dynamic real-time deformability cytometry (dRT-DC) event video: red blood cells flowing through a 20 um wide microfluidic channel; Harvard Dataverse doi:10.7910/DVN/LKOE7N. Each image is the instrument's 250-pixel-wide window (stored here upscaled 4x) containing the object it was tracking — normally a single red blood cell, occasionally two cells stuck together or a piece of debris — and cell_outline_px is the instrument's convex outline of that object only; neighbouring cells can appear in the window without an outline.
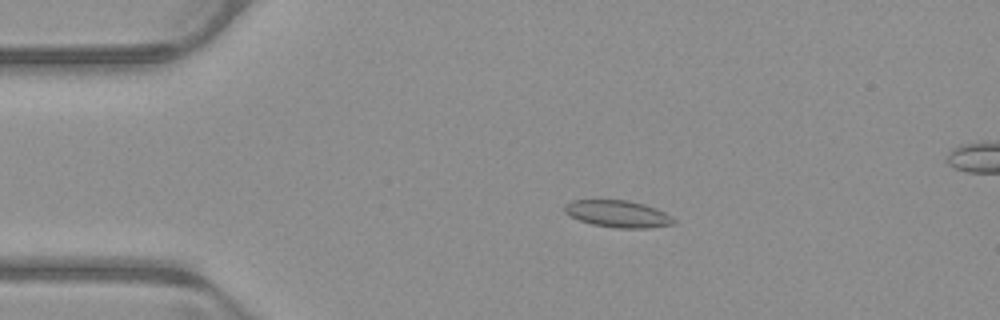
{"species": "common noctule bat (a hibernating species)", "species_latin": "Nyctalus noctula", "temperature_condition": "warm", "stored_images_in_passage": 54, "segment_of_instrument_passage": [1, 2], "camera_frame_rate_fps": 3000, "um_per_image_px": 0.085, "animal": {"sex": "male", "body_mass_g": 23.1, "forearm_length_mm": 52.7}, "frame": {"image": 1, "passage_image": 11, "time_ms": 3.333, "image_size_px": [1000, 320], "cell_outline_px": [[676, 224], [648, 228], [616, 228], [592, 224], [580, 220], [564, 212], [564, 204], [572, 200], [628, 200], [644, 204], [656, 208], [672, 216], [676, 220]], "centroid_in_image_um": [52.55, 18.18], "position_along_channel_um": 32.5, "area_um2": 17.22}}
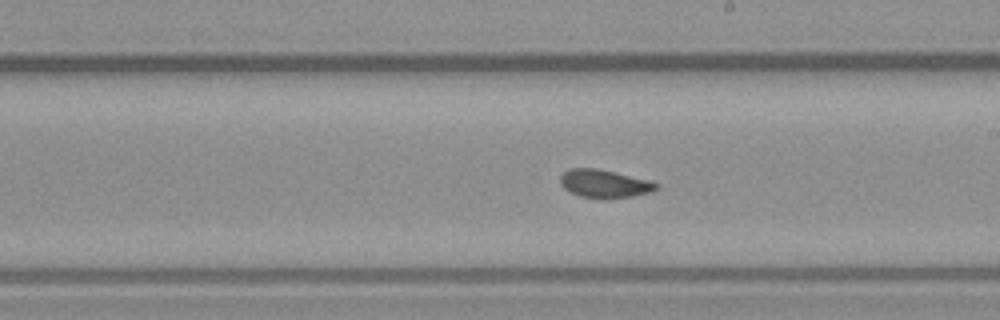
{"frame": {"image": 2, "passage_image": 30, "time_ms": 9.667, "image_size_px": [1000, 320], "cell_outline_px": [[660, 188], [652, 192], [632, 196], [580, 196], [564, 188], [560, 184], [560, 176], [568, 168], [596, 168], [648, 180], [660, 184]], "centroid_in_image_um": [51.38, 15.57], "position_along_channel_um": 237.6, "area_um2": 15.14}}
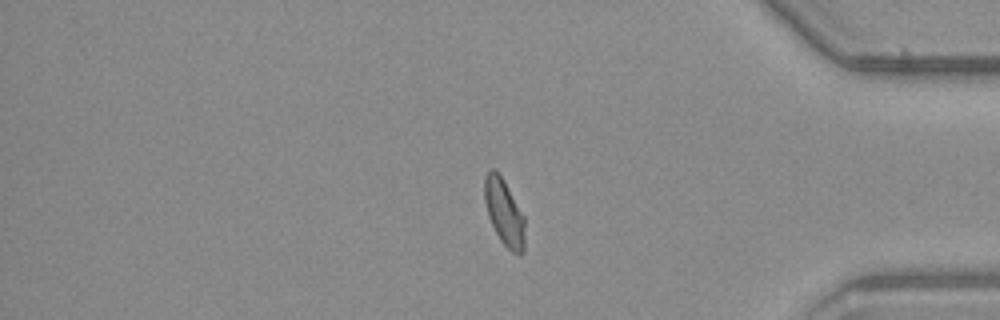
{"frame": {"image": 3, "passage_image": 44, "time_ms": 14.333, "image_size_px": [1000, 320], "cell_outline_px": [[524, 252], [520, 256], [512, 252], [500, 240], [488, 216], [484, 200], [484, 176], [488, 168], [496, 168], [504, 180], [524, 216]], "centroid_in_image_um": [42.84, 18.01], "position_along_channel_um": 392.4, "area_um2": 15.78}}